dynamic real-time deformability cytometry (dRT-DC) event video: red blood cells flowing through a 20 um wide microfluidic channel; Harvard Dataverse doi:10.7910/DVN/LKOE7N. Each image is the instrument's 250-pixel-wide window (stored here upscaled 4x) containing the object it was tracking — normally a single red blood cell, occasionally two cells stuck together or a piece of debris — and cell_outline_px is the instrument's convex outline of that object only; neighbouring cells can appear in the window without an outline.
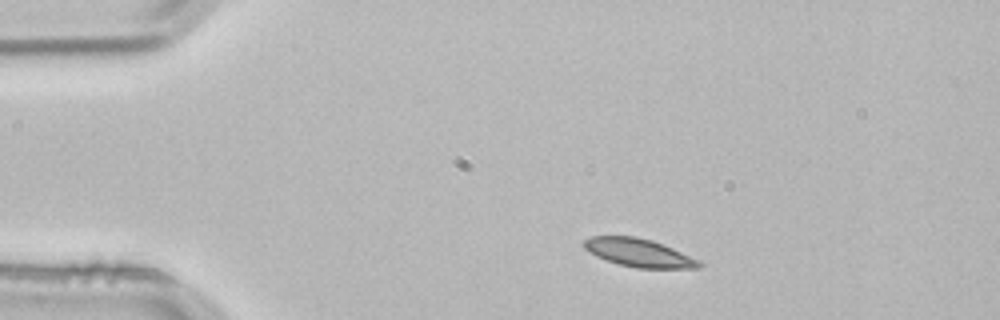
{"species": "common noctule bat (a hibernating species)", "species_latin": "Nyctalus noctula", "temperature_condition": "room temperature", "stored_images_in_passage": 2, "camera_frame_rate_fps": 3000, "um_per_image_px": 0.085, "animal": {"sex": "male", "body_mass_g": 21.5, "forearm_length_mm": 52.0}, "frame": {"image": 1, "passage_image": 1, "time_ms": 0.0, "image_size_px": [1000, 320], "cell_outline_px": [[704, 264], [700, 268], [636, 268], [620, 264], [596, 256], [584, 248], [584, 240], [592, 236], [636, 236], [652, 240], [672, 248], [700, 260]], "centroid_in_image_um": [54.33, 21.48], "position_along_channel_um": 30.7, "area_um2": 18.79}}